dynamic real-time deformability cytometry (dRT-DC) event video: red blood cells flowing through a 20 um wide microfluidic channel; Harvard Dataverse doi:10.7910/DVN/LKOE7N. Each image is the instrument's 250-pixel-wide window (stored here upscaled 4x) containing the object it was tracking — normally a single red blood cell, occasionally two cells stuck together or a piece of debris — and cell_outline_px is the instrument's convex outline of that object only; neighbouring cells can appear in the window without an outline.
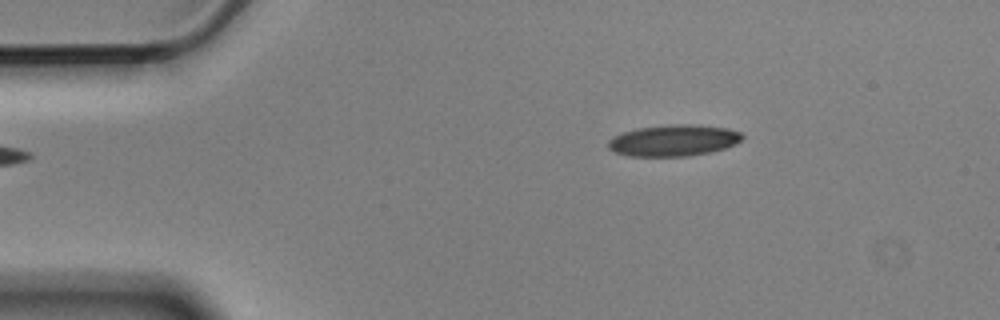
{"species": "Egyptian fruit bat (a non-hibernating species)", "species_latin": "Rousettus aegyptiacus", "temperature_condition": "cold", "stored_images_in_passage": 3, "camera_frame_rate_fps": 3000, "um_per_image_px": 0.085, "animal": {"sex": "male"}, "frame": {"image": 1, "passage_image": 1, "time_ms": 0.0, "image_size_px": [1000, 320], "cell_outline_px": [[744, 136], [736, 144], [724, 148], [708, 152], [688, 156], [628, 156], [616, 152], [608, 148], [608, 140], [612, 136], [624, 132], [640, 128], [676, 124], [688, 124], [728, 128], [740, 132]], "centroid_in_image_um": [57.25, 11.94], "position_along_channel_um": 27.8, "area_um2": 24.28}}
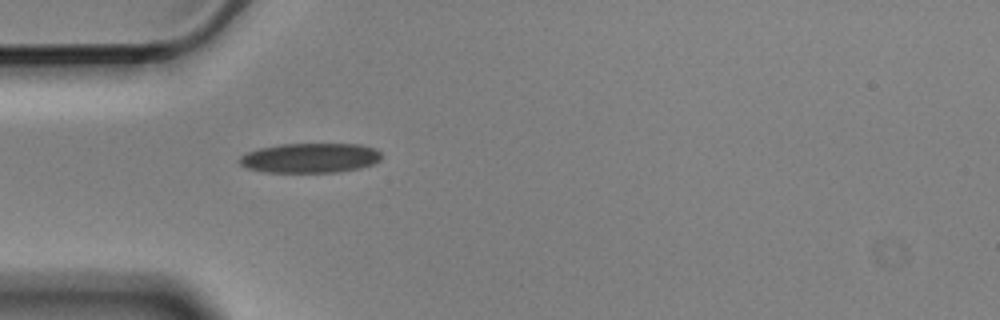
{"frame": {"image": 2, "passage_image": 3, "time_ms": 0.667, "image_size_px": [1000, 320], "cell_outline_px": [[380, 160], [372, 164], [360, 168], [336, 172], [264, 172], [244, 168], [236, 160], [240, 156], [248, 152], [260, 148], [280, 144], [360, 144], [376, 148], [380, 152]], "centroid_in_image_um": [26.33, 13.43], "position_along_channel_um": 58.7, "area_um2": 24.74}}